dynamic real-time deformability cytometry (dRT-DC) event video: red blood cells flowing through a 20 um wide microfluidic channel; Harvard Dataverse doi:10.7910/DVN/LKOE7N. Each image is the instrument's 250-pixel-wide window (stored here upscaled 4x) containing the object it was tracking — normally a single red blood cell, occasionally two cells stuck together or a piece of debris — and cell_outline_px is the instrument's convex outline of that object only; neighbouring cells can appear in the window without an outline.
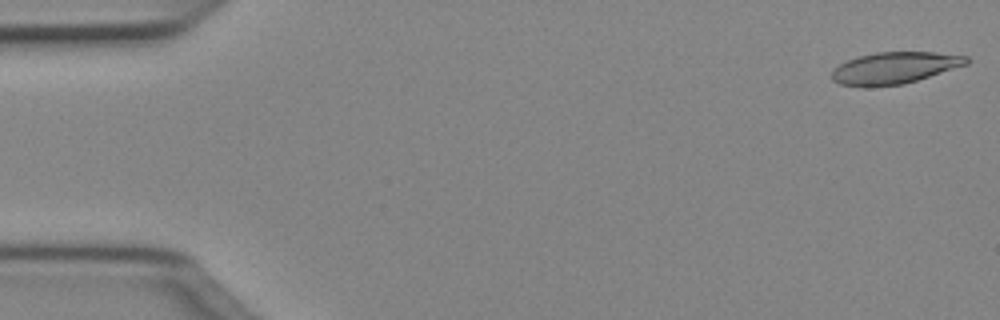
{"species": "Egyptian fruit bat (a non-hibernating species)", "species_latin": "Rousettus aegyptiacus", "temperature_condition": "cold", "stored_images_in_passage": 50, "camera_frame_rate_fps": 3000, "um_per_image_px": 0.085, "animal": {"sex": "female"}, "frame": {"image": 1, "passage_image": 1, "time_ms": 0.0, "image_size_px": [1000, 320], "cell_outline_px": [[972, 60], [968, 64], [904, 84], [840, 84], [832, 80], [832, 68], [856, 56], [876, 52], [932, 52], [968, 56]], "centroid_in_image_um": [76.09, 5.72], "position_along_channel_um": 8.9, "area_um2": 24.28}}
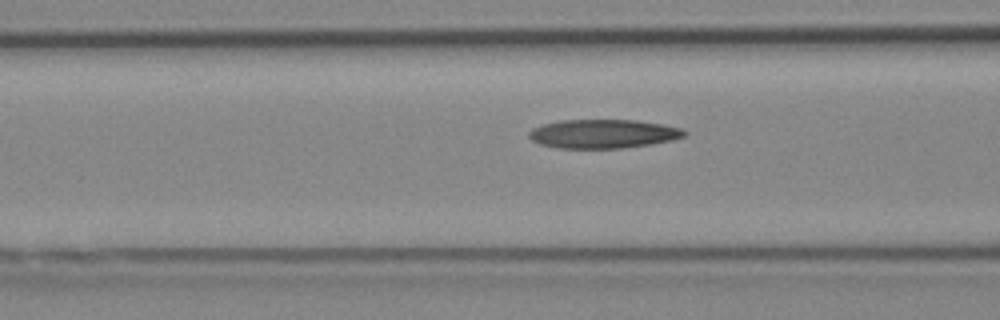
{"frame": {"image": 2, "passage_image": 19, "time_ms": 6.0, "image_size_px": [1000, 320], "cell_outline_px": [[688, 132], [684, 136], [672, 140], [652, 144], [624, 148], [556, 148], [540, 144], [532, 140], [528, 136], [528, 132], [532, 128], [544, 124], [560, 120], [636, 120], [664, 124], [684, 128]], "centroid_in_image_um": [51.3, 11.37], "position_along_channel_um": 115.3, "area_um2": 26.36}}
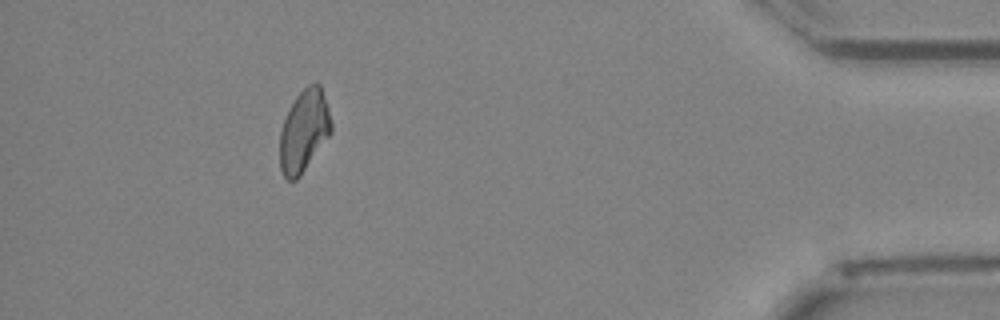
{"frame": {"image": 3, "passage_image": 45, "time_ms": 14.667, "image_size_px": [1000, 320], "cell_outline_px": [[332, 132], [300, 176], [296, 180], [288, 180], [284, 176], [280, 168], [280, 132], [284, 120], [296, 96], [308, 84], [316, 80], [320, 84], [328, 108], [332, 124]], "centroid_in_image_um": [25.85, 11.11], "position_along_channel_um": 409.4, "area_um2": 24.45}, "authors_computed_cell_mechanics": {"area_um2": 25.7788, "velocity_mm_per_s": 4.0319, "shape_relaxation_time_tau1_ms": null, "shape_relaxation_time_tau2_ms": 9.7675, "deformation_change_tau1": null, "deformation_change_tau2": 0.2342}}